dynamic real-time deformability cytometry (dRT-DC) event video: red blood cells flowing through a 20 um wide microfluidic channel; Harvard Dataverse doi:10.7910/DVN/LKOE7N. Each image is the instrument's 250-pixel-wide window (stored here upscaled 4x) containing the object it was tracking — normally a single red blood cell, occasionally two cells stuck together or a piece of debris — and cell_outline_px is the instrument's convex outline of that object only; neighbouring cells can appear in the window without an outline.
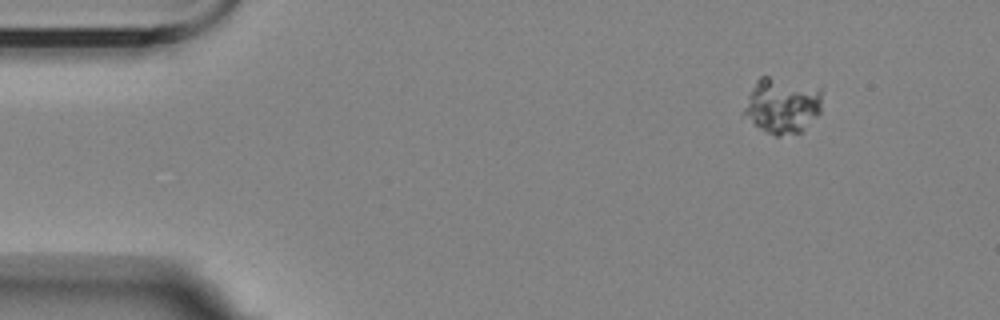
{"species": "Egyptian fruit bat (a non-hibernating species)", "species_latin": "Rousettus aegyptiacus", "temperature_condition": "room temperature", "stored_images_in_passage": 5, "camera_frame_rate_fps": 3000, "um_per_image_px": 0.085, "animal": {"sex": "female"}, "frame": {"image": 1, "passage_image": 2, "time_ms": 1.333, "image_size_px": [1000, 320], "cell_outline_px": [[820, 112], [800, 132], [780, 136], [776, 136], [760, 128], [744, 112], [752, 88], [756, 80], [760, 76], [768, 76], [820, 88]], "centroid_in_image_um": [66.51, 8.96], "position_along_channel_um": 18.5, "area_um2": 24.39}}
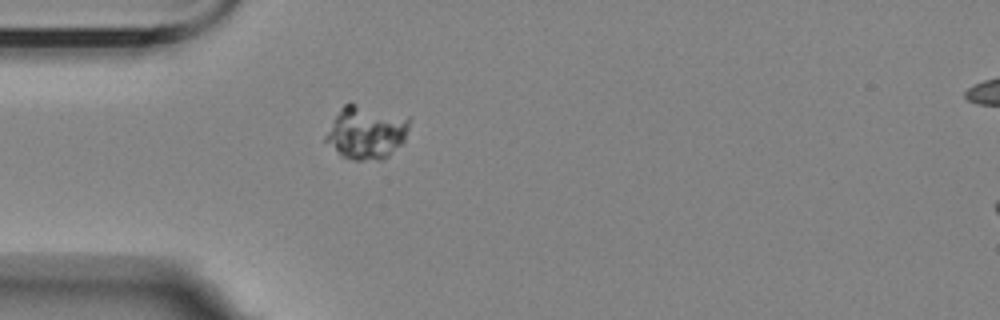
{"frame": {"image": 2, "passage_image": 5, "time_ms": 4.667, "image_size_px": [1000, 320], "cell_outline_px": [[408, 128], [404, 140], [388, 156], [380, 160], [356, 160], [340, 156], [324, 140], [340, 108], [344, 104], [356, 104], [408, 116]], "centroid_in_image_um": [31.13, 11.26], "position_along_channel_um": 53.9, "area_um2": 25.49}}